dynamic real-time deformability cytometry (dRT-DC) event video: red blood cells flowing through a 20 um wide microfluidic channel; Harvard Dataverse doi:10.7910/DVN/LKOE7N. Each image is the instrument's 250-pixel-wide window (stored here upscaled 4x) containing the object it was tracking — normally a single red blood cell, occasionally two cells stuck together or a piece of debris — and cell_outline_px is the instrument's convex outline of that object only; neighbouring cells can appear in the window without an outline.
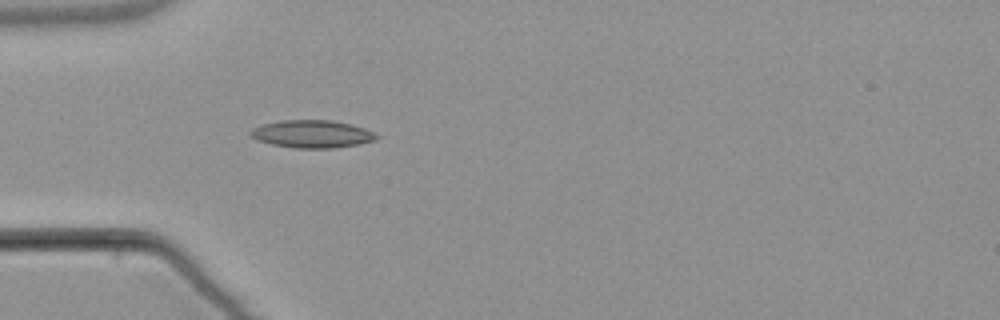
{"species": "common noctule bat (a hibernating species)", "species_latin": "Nyctalus noctula", "temperature_condition": "warm", "stored_images_in_passage": 38, "camera_frame_rate_fps": 3000, "um_per_image_px": 0.085, "animal": {"sex": "male", "body_mass_g": 21.5, "forearm_length_mm": 52.0}, "frame": {"image": 1, "passage_image": 1, "time_ms": 0.0, "image_size_px": [1000, 320], "cell_outline_px": [[380, 136], [376, 140], [356, 144], [332, 148], [296, 148], [272, 144], [256, 140], [248, 132], [252, 128], [264, 124], [280, 120], [332, 120], [352, 124], [364, 128]], "centroid_in_image_um": [26.52, 11.38], "position_along_channel_um": 58.5, "area_um2": 20.23}}
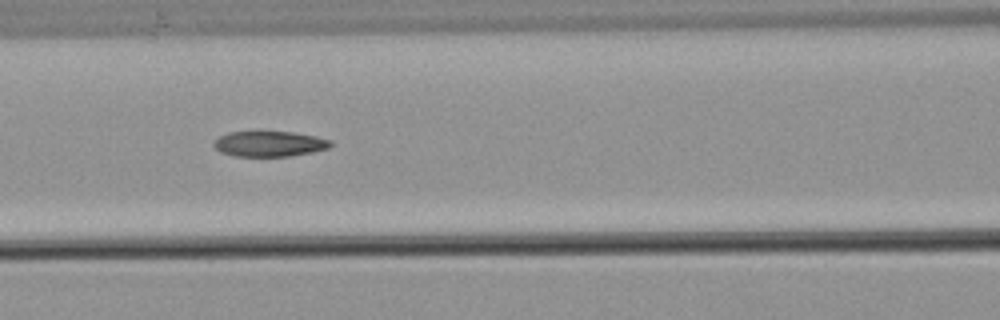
{"frame": {"image": 2, "passage_image": 8, "time_ms": 2.333, "image_size_px": [1000, 320], "cell_outline_px": [[332, 144], [328, 148], [312, 152], [292, 156], [236, 156], [220, 152], [212, 144], [220, 136], [228, 132], [292, 132], [316, 136], [332, 140]], "centroid_in_image_um": [22.92, 12.23], "position_along_channel_um": 143.7, "area_um2": 17.22}}
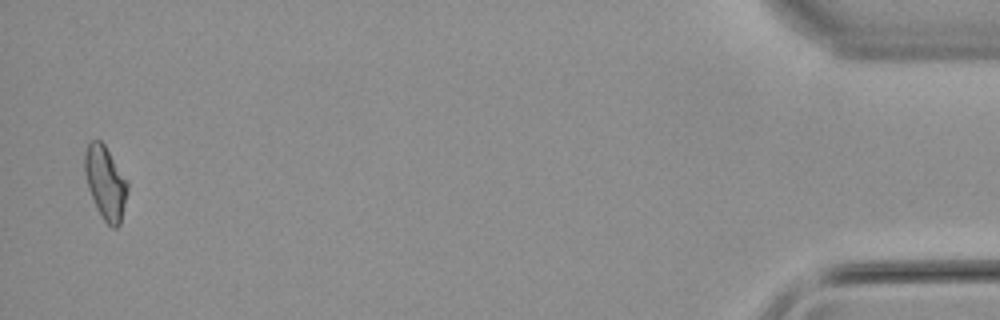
{"frame": {"image": 3, "passage_image": 37, "time_ms": 12.0, "image_size_px": [1000, 320], "cell_outline_px": [[128, 192], [120, 224], [116, 228], [112, 228], [104, 220], [88, 188], [84, 172], [84, 152], [88, 144], [92, 140], [100, 140], [104, 144], [128, 180]], "centroid_in_image_um": [8.98, 15.5], "position_along_channel_um": 426.2, "area_um2": 18.21}, "authors_computed_cell_mechanics": {"area_um2": 17.918, "velocity_mm_per_s": 3.8493, "shape_relaxation_time_tau1_ms": null, "shape_relaxation_time_tau2_ms": 4.1848, "deformation_change_tau1": null, "deformation_change_tau2": 0.1163}}